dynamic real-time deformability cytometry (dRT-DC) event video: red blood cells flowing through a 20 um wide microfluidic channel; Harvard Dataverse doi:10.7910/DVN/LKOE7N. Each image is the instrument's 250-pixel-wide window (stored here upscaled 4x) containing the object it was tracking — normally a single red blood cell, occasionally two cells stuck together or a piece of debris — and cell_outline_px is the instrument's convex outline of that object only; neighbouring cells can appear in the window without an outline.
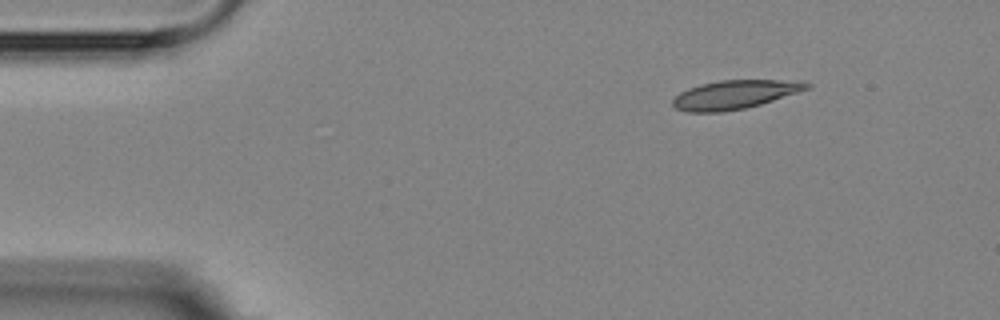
{"species": "Egyptian fruit bat (a non-hibernating species)", "species_latin": "Rousettus aegyptiacus", "temperature_condition": "room temperature", "stored_images_in_passage": 4, "camera_frame_rate_fps": 3000, "um_per_image_px": 0.085, "animal": {"sex": "female"}, "frame": {"image": 1, "passage_image": 1, "time_ms": 0.0, "image_size_px": [1000, 320], "cell_outline_px": [[812, 88], [760, 104], [744, 108], [720, 112], [688, 112], [676, 108], [672, 104], [672, 100], [680, 92], [688, 88], [700, 84], [720, 80], [804, 80], [812, 84]], "centroid_in_image_um": [62.5, 8.02], "position_along_channel_um": 22.5, "area_um2": 22.54}}
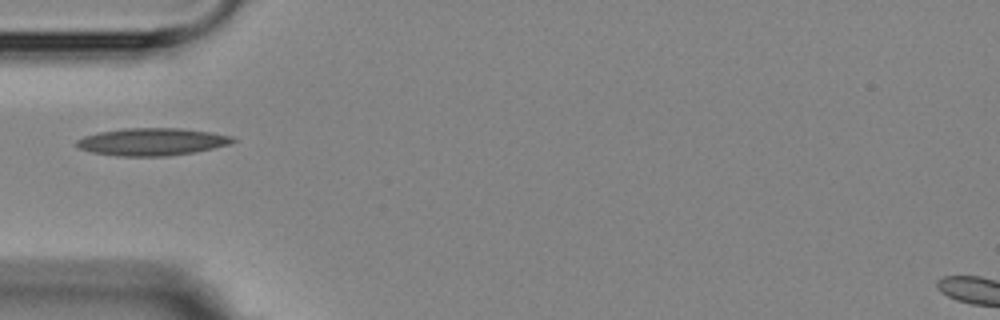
{"frame": {"image": 2, "passage_image": 4, "time_ms": 3.333, "image_size_px": [1000, 320], "cell_outline_px": [[236, 140], [228, 144], [212, 148], [192, 152], [168, 156], [116, 156], [92, 152], [76, 148], [76, 140], [84, 136], [100, 132], [124, 128], [180, 128], [212, 132], [232, 136]], "centroid_in_image_um": [12.88, 12.05], "position_along_channel_um": 72.1, "area_um2": 24.91}}